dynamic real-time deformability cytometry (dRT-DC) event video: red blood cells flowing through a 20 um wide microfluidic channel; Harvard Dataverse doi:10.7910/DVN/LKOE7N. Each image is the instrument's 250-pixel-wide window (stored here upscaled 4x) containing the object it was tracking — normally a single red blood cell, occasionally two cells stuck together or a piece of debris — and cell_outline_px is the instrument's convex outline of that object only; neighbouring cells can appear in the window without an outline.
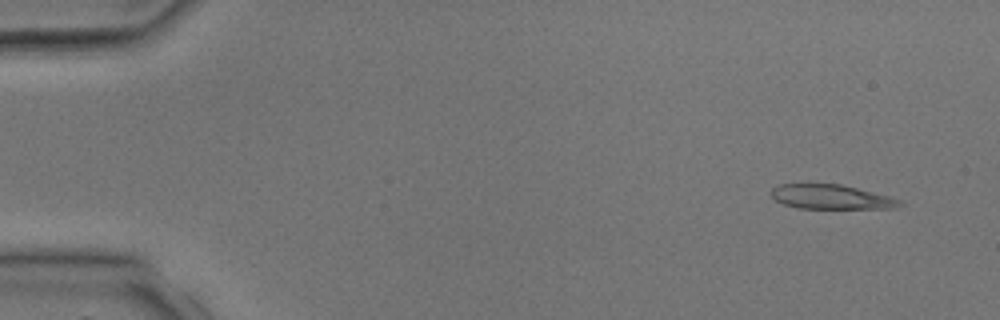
{"species": "common noctule bat (a hibernating species)", "species_latin": "Nyctalus noctula", "temperature_condition": "room temperature", "stored_images_in_passage": 4, "camera_frame_rate_fps": 3000, "um_per_image_px": 0.085, "animal": {"sex": "male", "body_mass_g": 17.9, "forearm_length_mm": 54.2}, "frame": {"image": 1, "passage_image": 1, "time_ms": 0.0, "image_size_px": [1000, 320], "cell_outline_px": [[904, 204], [896, 208], [800, 208], [784, 204], [776, 200], [772, 196], [772, 188], [776, 184], [840, 184], [888, 196], [900, 200]], "centroid_in_image_um": [70.64, 16.74], "position_along_channel_um": 14.4, "area_um2": 18.03}}
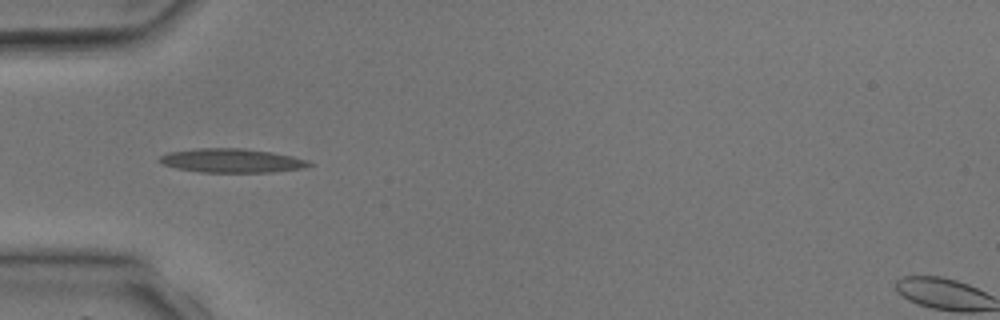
{"frame": {"image": 2, "passage_image": 4, "time_ms": 3.333, "image_size_px": [1000, 320], "cell_outline_px": [[312, 164], [304, 168], [272, 172], [200, 172], [176, 168], [164, 164], [156, 160], [160, 156], [168, 152], [196, 148], [240, 148], [272, 152], [292, 156], [308, 160]], "centroid_in_image_um": [19.67, 13.65], "position_along_channel_um": 65.3, "area_um2": 20.87}}